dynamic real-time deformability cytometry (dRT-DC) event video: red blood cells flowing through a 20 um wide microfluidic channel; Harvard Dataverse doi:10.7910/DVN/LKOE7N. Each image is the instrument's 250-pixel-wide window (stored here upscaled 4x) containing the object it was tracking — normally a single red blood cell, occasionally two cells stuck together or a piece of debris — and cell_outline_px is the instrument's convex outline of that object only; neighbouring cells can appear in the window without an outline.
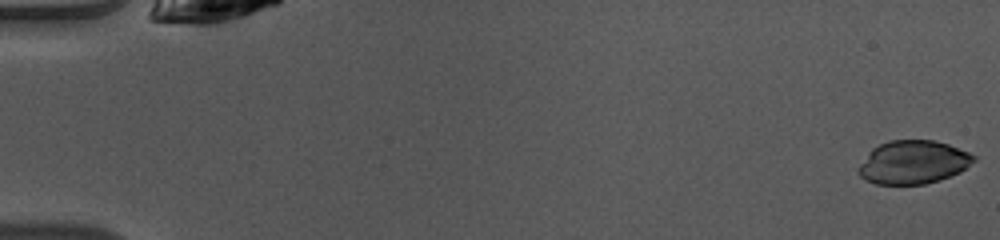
{"species": "common noctule bat (a hibernating species)", "species_latin": "Nyctalus noctula", "temperature_condition": "warm", "stored_images_in_passage": 49, "camera_frame_rate_fps": 3000, "um_per_image_px": 0.085, "animal": {"sex": "female", "body_mass_g": 10.0, "forearm_length_mm": 53.1}, "frame": {"image": 1, "passage_image": 1, "time_ms": 0.0, "image_size_px": [1000, 240], "cell_outline_px": [[976, 160], [960, 172], [924, 184], [876, 184], [864, 180], [856, 172], [860, 164], [868, 152], [872, 148], [888, 140], [932, 140], [948, 144], [968, 152], [976, 156]], "centroid_in_image_um": [77.58, 13.78], "position_along_channel_um": 7.4, "area_um2": 29.07}}
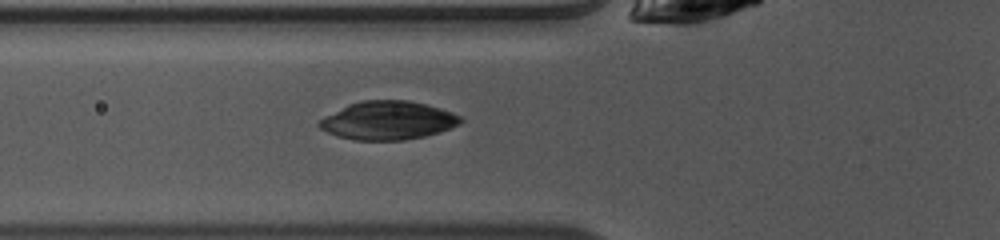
{"frame": {"image": 2, "passage_image": 18, "time_ms": 5.667, "image_size_px": [1000, 240], "cell_outline_px": [[464, 120], [460, 124], [440, 132], [424, 136], [404, 140], [356, 140], [336, 136], [320, 128], [316, 124], [324, 116], [348, 104], [360, 100], [408, 100], [440, 108], [452, 112], [460, 116]], "centroid_in_image_um": [32.96, 10.23], "position_along_channel_um": 92.8, "area_um2": 31.73}}
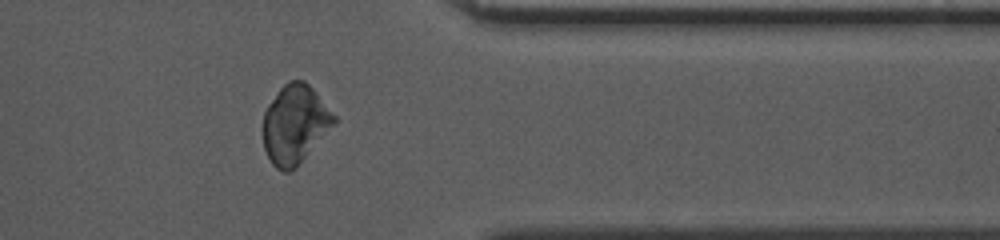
{"frame": {"image": 3, "passage_image": 40, "time_ms": 13.0, "image_size_px": [1000, 240], "cell_outline_px": [[336, 120], [296, 168], [288, 172], [284, 172], [276, 168], [272, 164], [264, 148], [260, 128], [264, 112], [268, 104], [280, 88], [288, 80], [304, 80], [312, 88], [336, 116]], "centroid_in_image_um": [25.0, 10.56], "position_along_channel_um": 386.4, "area_um2": 32.48}}